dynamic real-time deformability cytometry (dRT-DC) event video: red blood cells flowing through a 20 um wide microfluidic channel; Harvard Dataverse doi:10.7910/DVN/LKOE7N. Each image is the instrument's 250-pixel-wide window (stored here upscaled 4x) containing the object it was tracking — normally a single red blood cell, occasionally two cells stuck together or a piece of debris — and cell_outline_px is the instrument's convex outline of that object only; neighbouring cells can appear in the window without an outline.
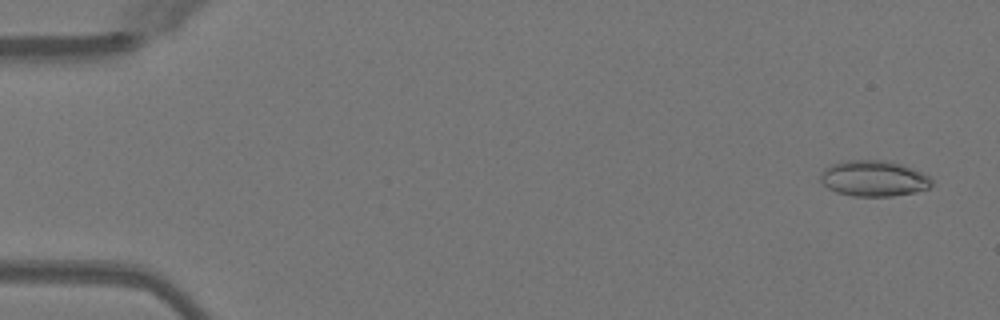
{"species": "Egyptian fruit bat (a non-hibernating species)", "species_latin": "Rousettus aegyptiacus", "temperature_condition": "warm", "stored_images_in_passage": 49, "camera_frame_rate_fps": 3000, "um_per_image_px": 0.085, "animal": {"sex": "female"}, "frame": {"image": 1, "passage_image": 3, "time_ms": 0.667, "image_size_px": [1000, 320], "cell_outline_px": [[932, 184], [928, 188], [916, 192], [892, 196], [852, 196], [836, 192], [828, 188], [820, 180], [820, 176], [824, 168], [832, 164], [848, 160], [884, 160], [900, 164], [924, 172], [932, 180]], "centroid_in_image_um": [74.27, 15.17], "position_along_channel_um": 10.7, "area_um2": 23.24}}
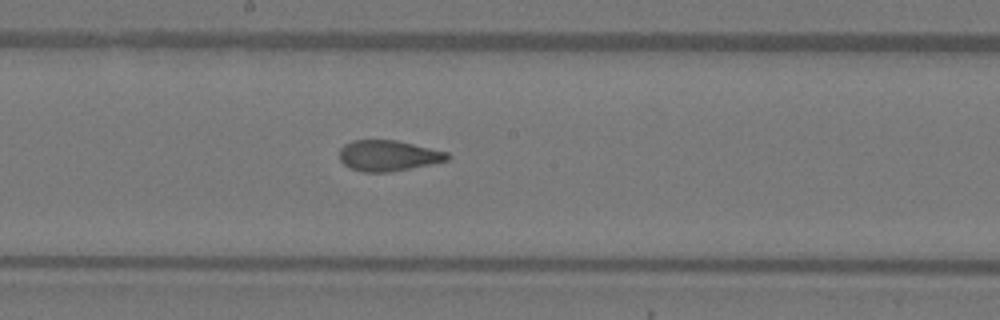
{"frame": {"image": 2, "passage_image": 28, "time_ms": 9.0, "image_size_px": [1000, 320], "cell_outline_px": [[452, 156], [448, 160], [388, 172], [360, 172], [348, 168], [340, 160], [340, 148], [344, 144], [352, 140], [396, 140], [448, 152]], "centroid_in_image_um": [32.96, 13.22], "position_along_channel_um": 215.2, "area_um2": 19.31}}
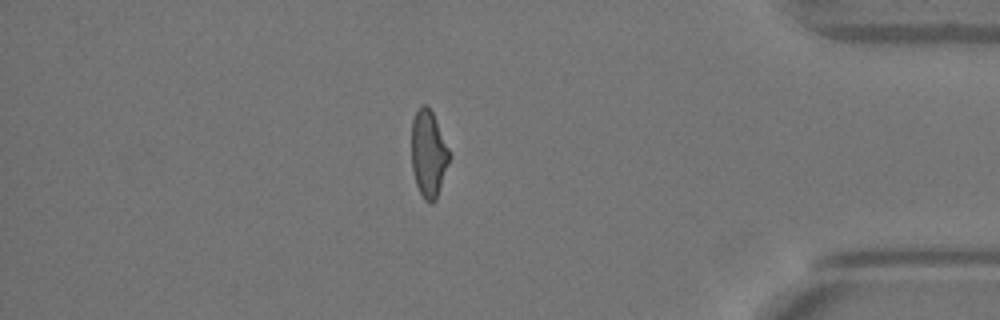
{"frame": {"image": 3, "passage_image": 44, "time_ms": 14.333, "image_size_px": [1000, 320], "cell_outline_px": [[448, 164], [436, 200], [432, 204], [424, 200], [416, 184], [412, 168], [412, 120], [420, 104], [428, 104], [432, 112], [448, 148]], "centroid_in_image_um": [36.4, 13.06], "position_along_channel_um": 398.8, "area_um2": 18.84}, "authors_computed_cell_mechanics": {"area_um2": 20.23, "velocity_mm_per_s": 4.0684, "shape_relaxation_time_tau1_ms": 10.024, "shape_relaxation_time_tau2_ms": 1.4488, "deformation_change_tau1": 0.2471, "deformation_change_tau2": 0.0813}}